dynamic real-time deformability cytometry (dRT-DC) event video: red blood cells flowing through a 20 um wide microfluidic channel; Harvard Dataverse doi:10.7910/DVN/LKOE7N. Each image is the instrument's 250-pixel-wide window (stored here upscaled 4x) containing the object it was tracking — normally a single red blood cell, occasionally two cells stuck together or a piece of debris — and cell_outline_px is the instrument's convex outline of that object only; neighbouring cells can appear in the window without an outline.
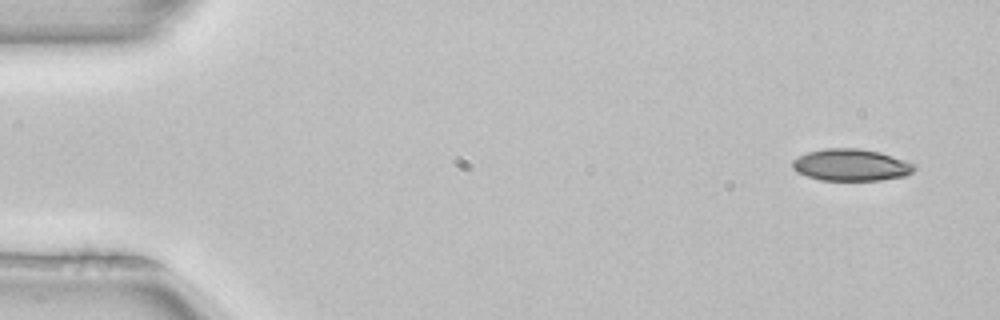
{"species": "common noctule bat (a hibernating species)", "species_latin": "Nyctalus noctula", "temperature_condition": "room temperature", "stored_images_in_passage": 4, "camera_frame_rate_fps": 3000, "um_per_image_px": 0.085, "animal": {"sex": "female", "body_mass_g": 22.7, "forearm_length_mm": 54.2}, "frame": {"image": 1, "passage_image": 1, "time_ms": 0.0, "image_size_px": [1000, 320], "cell_outline_px": [[916, 168], [912, 172], [904, 176], [880, 180], [820, 180], [796, 172], [792, 168], [792, 160], [808, 152], [824, 148], [860, 148], [880, 152], [916, 164]], "centroid_in_image_um": [72.34, 14.02], "position_along_channel_um": 12.7, "area_um2": 22.66}}
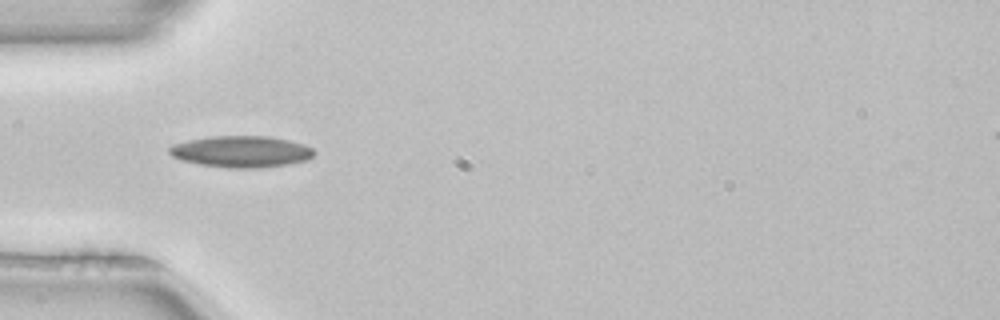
{"frame": {"image": 2, "passage_image": 4, "time_ms": 1.0, "image_size_px": [1000, 320], "cell_outline_px": [[316, 152], [308, 160], [288, 164], [260, 168], [228, 168], [200, 164], [184, 160], [172, 156], [168, 152], [168, 148], [172, 144], [188, 140], [212, 136], [268, 136], [288, 140], [304, 144], [312, 148]], "centroid_in_image_um": [20.52, 12.88], "position_along_channel_um": 64.5, "area_um2": 26.59}}